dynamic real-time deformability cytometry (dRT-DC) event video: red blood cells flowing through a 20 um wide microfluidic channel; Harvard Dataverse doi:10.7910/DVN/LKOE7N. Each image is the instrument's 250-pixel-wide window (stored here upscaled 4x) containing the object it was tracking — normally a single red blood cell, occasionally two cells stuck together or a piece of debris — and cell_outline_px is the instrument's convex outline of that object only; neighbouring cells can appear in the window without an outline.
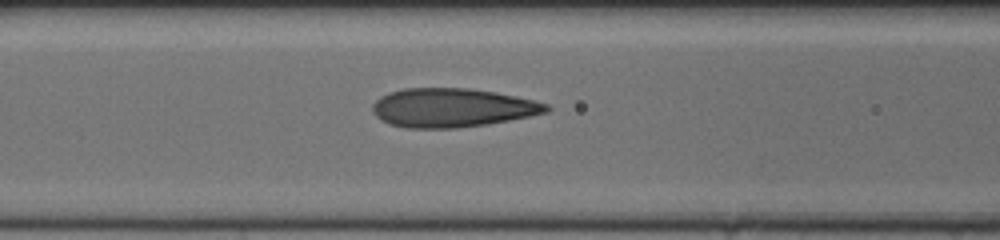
{"species": "human", "species_latin": "Homo sapiens", "temperature_condition": "cold", "stored_images_in_passage": 40, "camera_frame_rate_fps": 3000, "um_per_image_px": 0.085, "donor": {"sex": "female"}, "frame": {"image": 1, "passage_image": 17, "time_ms": 5.333, "image_size_px": [1000, 240], "cell_outline_px": [[552, 108], [548, 112], [488, 124], [456, 128], [408, 128], [388, 124], [380, 120], [372, 112], [372, 104], [380, 96], [388, 92], [404, 88], [468, 88], [496, 92], [516, 96], [548, 104]], "centroid_in_image_um": [38.4, 9.15], "position_along_channel_um": 128.2, "area_um2": 39.54}}
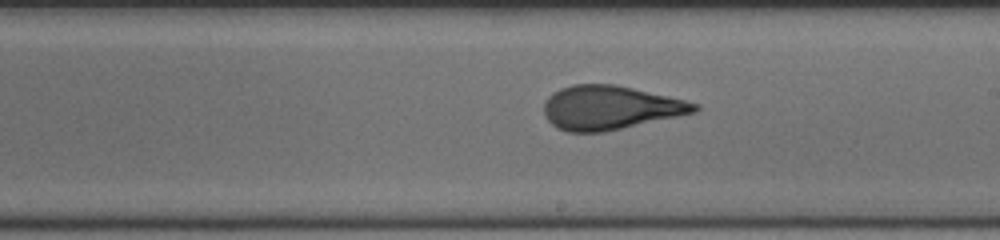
{"frame": {"image": 2, "passage_image": 26, "time_ms": 8.333, "image_size_px": [1000, 240], "cell_outline_px": [[700, 108], [696, 112], [604, 132], [568, 132], [556, 128], [544, 116], [544, 100], [552, 92], [560, 88], [572, 84], [616, 84], [668, 96], [700, 104]], "centroid_in_image_um": [51.82, 9.14], "position_along_channel_um": 237.2, "area_um2": 38.61}}
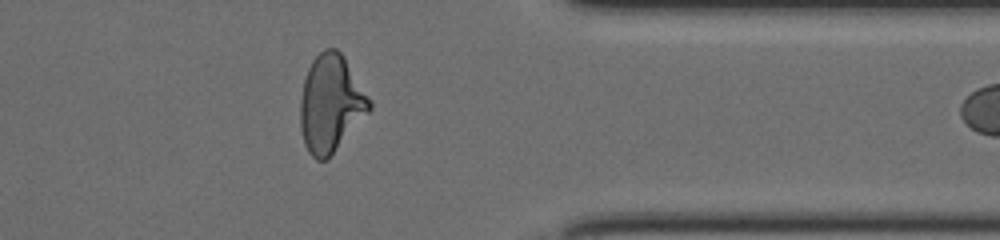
{"frame": {"image": 3, "passage_image": 39, "time_ms": 12.667, "image_size_px": [1000, 240], "cell_outline_px": [[372, 108], [328, 160], [316, 160], [308, 152], [304, 144], [300, 128], [300, 100], [304, 80], [308, 68], [312, 60], [324, 48], [336, 48], [344, 56], [372, 100]], "centroid_in_image_um": [28.12, 8.82], "position_along_channel_um": 383.3, "area_um2": 39.48}}